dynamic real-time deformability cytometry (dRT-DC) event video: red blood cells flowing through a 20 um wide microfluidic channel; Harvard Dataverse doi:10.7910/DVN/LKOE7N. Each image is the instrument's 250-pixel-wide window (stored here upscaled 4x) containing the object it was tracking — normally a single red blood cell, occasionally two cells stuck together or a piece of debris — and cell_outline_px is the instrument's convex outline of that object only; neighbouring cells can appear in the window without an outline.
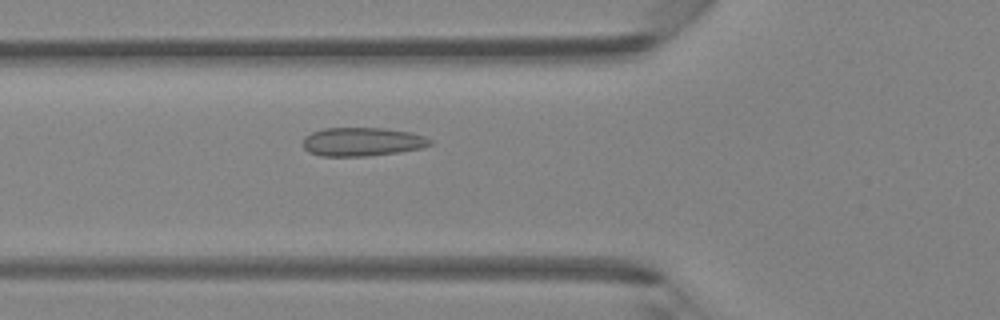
{"species": "Egyptian fruit bat (a non-hibernating species)", "species_latin": "Rousettus aegyptiacus", "temperature_condition": "room temperature", "stored_images_in_passage": 47, "camera_frame_rate_fps": 3000, "um_per_image_px": 0.085, "animal": {"sex": "female"}, "frame": {"image": 1, "passage_image": 17, "time_ms": 5.333, "image_size_px": [1000, 320], "cell_outline_px": [[432, 144], [420, 148], [400, 152], [368, 156], [320, 156], [308, 152], [304, 148], [304, 136], [312, 132], [324, 128], [384, 128], [412, 132], [424, 136], [432, 140]], "centroid_in_image_um": [30.79, 12.05], "position_along_channel_um": 95.0, "area_um2": 21.33}}
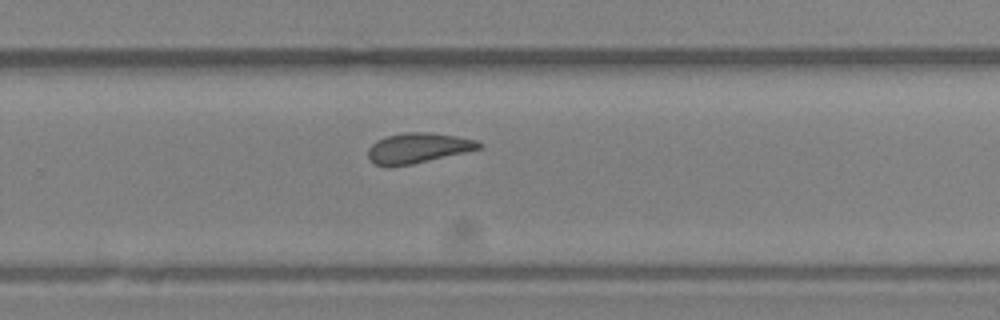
{"frame": {"image": 2, "passage_image": 31, "time_ms": 10.0, "image_size_px": [1000, 320], "cell_outline_px": [[484, 148], [412, 164], [388, 168], [376, 164], [368, 156], [368, 148], [376, 140], [388, 136], [404, 132], [428, 132], [456, 136], [476, 140], [484, 144]], "centroid_in_image_um": [35.55, 12.59], "position_along_channel_um": 294.3, "area_um2": 19.65}}
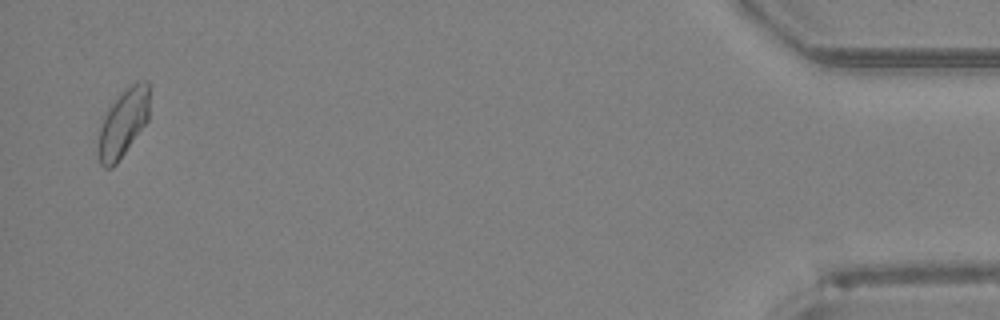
{"frame": {"image": 3, "passage_image": 46, "time_ms": 15.0, "image_size_px": [1000, 320], "cell_outline_px": [[148, 120], [116, 164], [112, 168], [104, 168], [100, 164], [96, 152], [96, 144], [104, 112], [136, 80], [148, 80]], "centroid_in_image_um": [10.42, 10.51], "position_along_channel_um": 424.8, "area_um2": 20.17}, "authors_computed_cell_mechanics": {"area_um2": 20.1722, "velocity_mm_per_s": 4.2866, "shape_relaxation_time_tau1_ms": null, "shape_relaxation_time_tau2_ms": 1.6832, "deformation_change_tau1": null, "deformation_change_tau2": 0.0582}}